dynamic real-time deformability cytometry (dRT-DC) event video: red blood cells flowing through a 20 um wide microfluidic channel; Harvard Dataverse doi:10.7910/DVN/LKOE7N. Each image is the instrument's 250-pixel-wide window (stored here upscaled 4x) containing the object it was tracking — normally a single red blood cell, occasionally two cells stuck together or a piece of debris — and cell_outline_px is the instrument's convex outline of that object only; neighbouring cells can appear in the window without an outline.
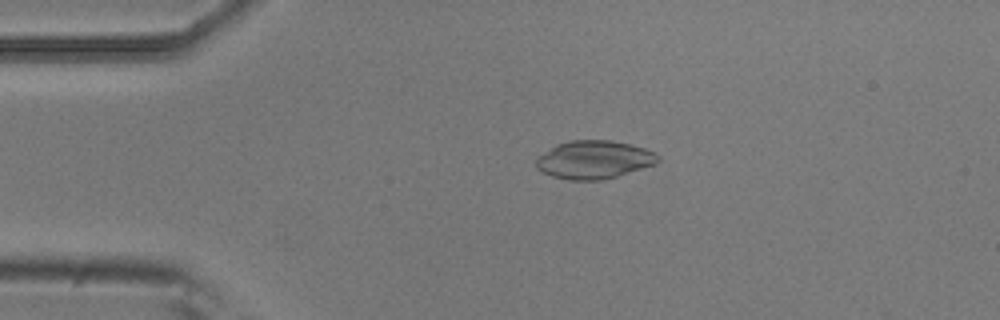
{"species": "common noctule bat (a hibernating species)", "species_latin": "Nyctalus noctula", "temperature_condition": "room temperature", "stored_images_in_passage": 5, "camera_frame_rate_fps": 3000, "um_per_image_px": 0.085, "animal": {"sex": "male", "body_mass_g": 20.5, "forearm_length_mm": 52.5}, "frame": {"image": 1, "passage_image": 3, "time_ms": 0.667, "image_size_px": [1000, 320], "cell_outline_px": [[660, 160], [656, 164], [604, 180], [568, 180], [552, 176], [536, 168], [536, 156], [556, 144], [572, 140], [612, 140], [632, 144], [656, 152], [660, 156]], "centroid_in_image_um": [50.5, 13.57], "position_along_channel_um": 34.5, "area_um2": 27.4}}